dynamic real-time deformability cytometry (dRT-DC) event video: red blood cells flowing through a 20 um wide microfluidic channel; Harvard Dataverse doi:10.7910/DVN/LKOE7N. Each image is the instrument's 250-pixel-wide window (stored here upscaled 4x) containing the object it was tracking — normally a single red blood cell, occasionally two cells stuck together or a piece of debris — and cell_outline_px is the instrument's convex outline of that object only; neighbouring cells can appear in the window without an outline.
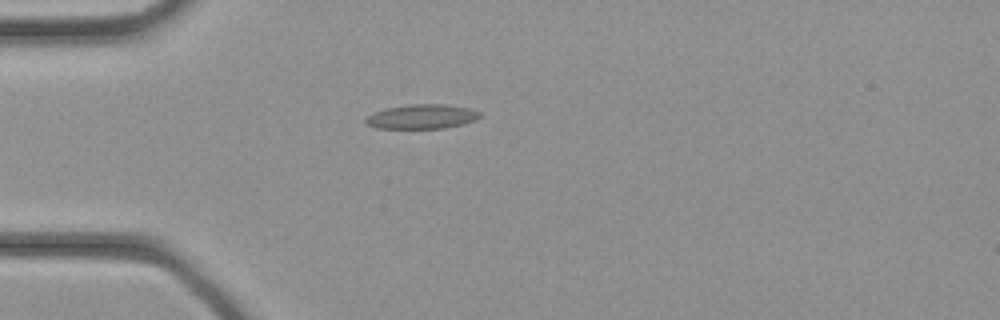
{"species": "common noctule bat (a hibernating species)", "species_latin": "Nyctalus noctula", "temperature_condition": "cold", "stored_images_in_passage": 26, "camera_frame_rate_fps": 3000, "um_per_image_px": 0.085, "animal": {"sex": "female", "body_mass_g": 21.9}, "frame": {"image": 1, "passage_image": 1, "time_ms": 0.0, "image_size_px": [1000, 320], "cell_outline_px": [[480, 116], [476, 120], [464, 124], [444, 128], [376, 128], [368, 124], [364, 120], [372, 112], [388, 108], [408, 104], [444, 104], [472, 108], [480, 112]], "centroid_in_image_um": [35.89, 9.9], "position_along_channel_um": 49.1, "area_um2": 16.3}}
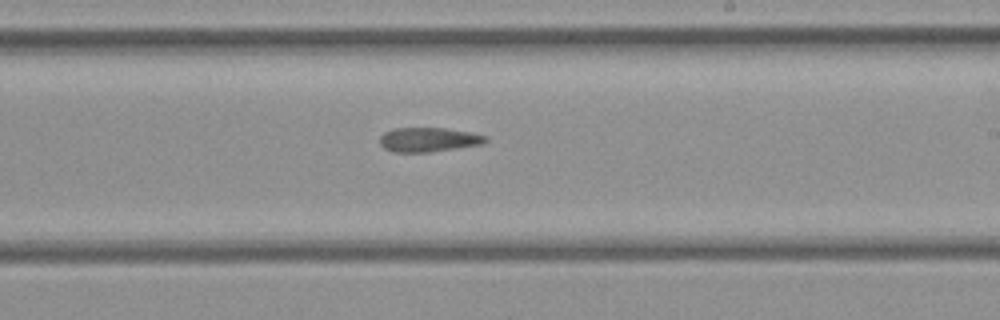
{"frame": {"image": 2, "passage_image": 12, "time_ms": 3.667, "image_size_px": [1000, 320], "cell_outline_px": [[488, 140], [484, 144], [428, 152], [392, 152], [384, 148], [380, 144], [380, 136], [384, 132], [392, 128], [444, 128], [472, 132], [488, 136]], "centroid_in_image_um": [36.44, 11.86], "position_along_channel_um": 252.6, "area_um2": 15.14}}
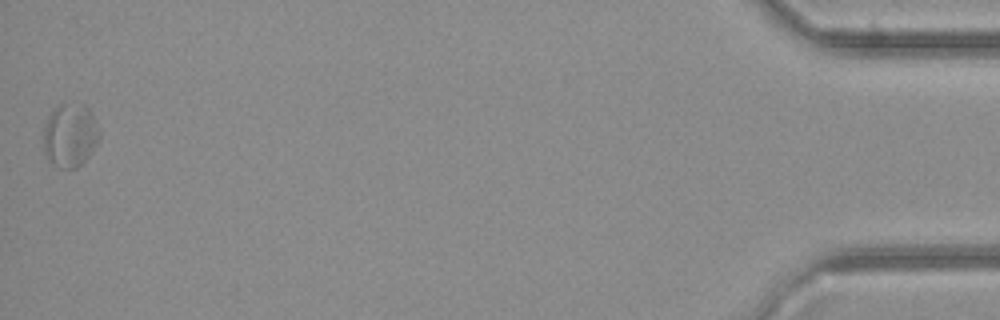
{"frame": {"image": 3, "passage_image": 26, "time_ms": 8.333, "image_size_px": [1000, 320], "cell_outline_px": [[100, 136], [92, 152], [76, 168], [60, 168], [48, 164], [44, 152], [44, 128], [48, 116], [60, 104], [84, 104], [92, 112], [100, 132]], "centroid_in_image_um": [5.95, 11.52], "position_along_channel_um": 429.3, "area_um2": 20.81}}